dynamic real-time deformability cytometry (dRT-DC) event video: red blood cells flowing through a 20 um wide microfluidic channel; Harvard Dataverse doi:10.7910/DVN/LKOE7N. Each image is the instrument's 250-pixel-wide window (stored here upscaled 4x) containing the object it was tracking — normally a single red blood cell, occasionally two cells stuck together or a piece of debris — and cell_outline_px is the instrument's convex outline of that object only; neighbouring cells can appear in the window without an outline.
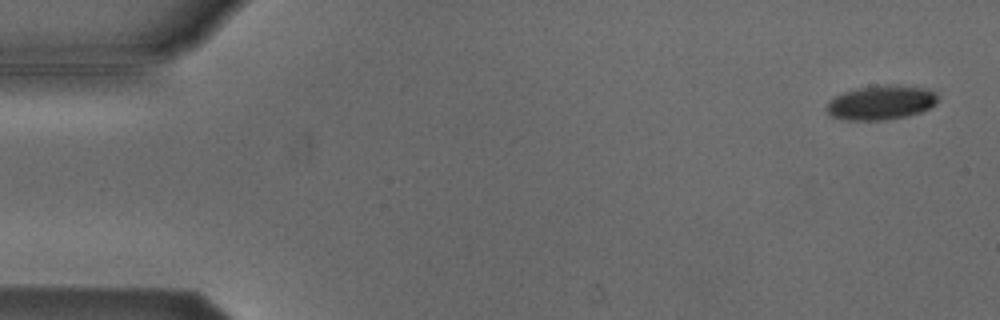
{"species": "Egyptian fruit bat (a non-hibernating species)", "species_latin": "Rousettus aegyptiacus", "temperature_condition": "cold", "stored_images_in_passage": 54, "camera_frame_rate_fps": 3000, "um_per_image_px": 0.085, "animal": {"sex": "male"}, "frame": {"image": 1, "passage_image": 2, "time_ms": 0.333, "image_size_px": [1000, 320], "cell_outline_px": [[940, 96], [936, 104], [920, 112], [908, 116], [884, 120], [840, 120], [832, 116], [824, 108], [828, 100], [844, 92], [856, 88], [884, 84], [900, 84], [928, 88], [936, 92]], "centroid_in_image_um": [74.91, 8.7], "position_along_channel_um": 10.1, "area_um2": 22.83}}
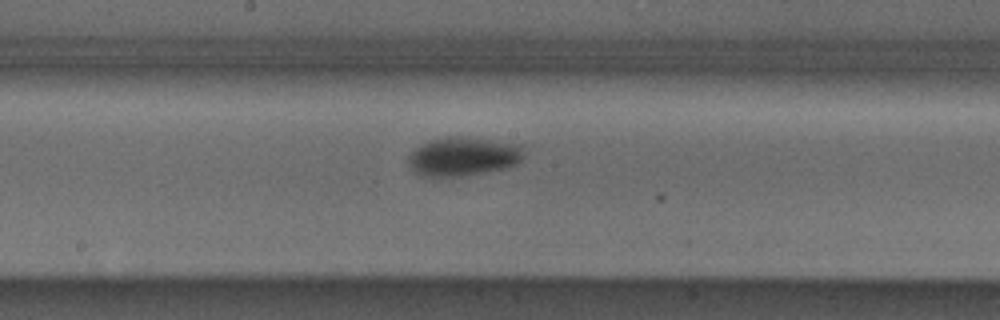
{"frame": {"image": 2, "passage_image": 28, "time_ms": 9.0, "image_size_px": [1000, 320], "cell_outline_px": [[524, 156], [516, 164], [508, 168], [460, 176], [420, 176], [412, 168], [408, 160], [408, 156], [416, 148], [432, 140], [444, 136], [460, 136], [520, 144], [524, 148]], "centroid_in_image_um": [39.41, 13.29], "position_along_channel_um": 208.8, "area_um2": 26.01}}
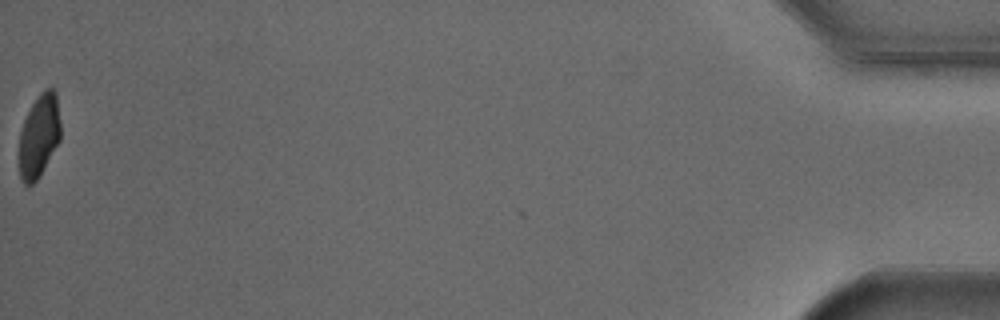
{"frame": {"image": 3, "passage_image": 54, "time_ms": 17.667, "image_size_px": [1000, 320], "cell_outline_px": [[60, 140], [36, 180], [32, 184], [24, 184], [20, 180], [20, 132], [24, 120], [32, 104], [40, 92], [44, 88], [52, 88], [56, 92], [60, 120]], "centroid_in_image_um": [3.33, 11.5], "position_along_channel_um": 431.9, "area_um2": 19.77}, "authors_computed_cell_mechanics": {"area_um2": 24.0159, "velocity_mm_per_s": 3.7909, "shape_relaxation_time_tau1_ms": 2.798, "shape_relaxation_time_tau2_ms": null, "deformation_change_tau1": 0.0911, "deformation_change_tau2": null}}